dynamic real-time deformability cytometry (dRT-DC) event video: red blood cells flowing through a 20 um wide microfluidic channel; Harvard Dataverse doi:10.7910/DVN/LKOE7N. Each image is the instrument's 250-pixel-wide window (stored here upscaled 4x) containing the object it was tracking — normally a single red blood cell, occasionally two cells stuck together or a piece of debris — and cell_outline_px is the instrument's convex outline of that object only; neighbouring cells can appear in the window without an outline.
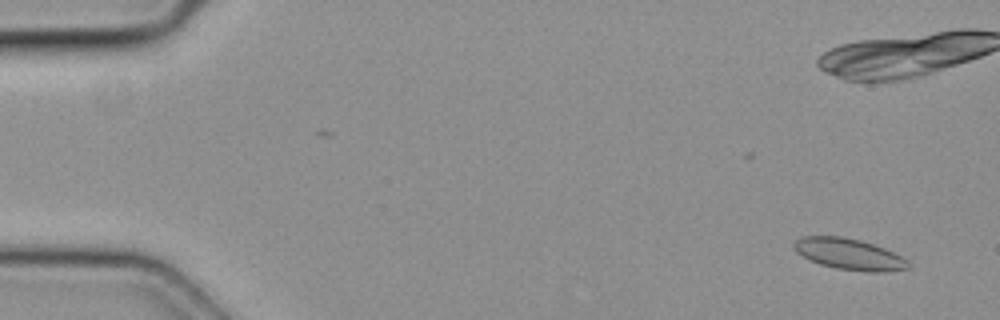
{"species": "common noctule bat (a hibernating species)", "species_latin": "Nyctalus noctula", "temperature_condition": "cold", "stored_images_in_passage": 18, "camera_frame_rate_fps": 3000, "um_per_image_px": 0.085, "animal": {"sex": "female", "body_mass_g": 19.3, "forearm_length_mm": 54.1}, "frame": {"image": 1, "passage_image": 3, "time_ms": 0.667, "image_size_px": [1000, 320], "cell_outline_px": [[908, 268], [884, 272], [868, 272], [836, 268], [820, 264], [796, 252], [792, 244], [792, 240], [800, 236], [844, 236], [860, 240], [884, 248], [908, 260]], "centroid_in_image_um": [72.12, 21.58], "position_along_channel_um": 12.9, "area_um2": 20.69}}